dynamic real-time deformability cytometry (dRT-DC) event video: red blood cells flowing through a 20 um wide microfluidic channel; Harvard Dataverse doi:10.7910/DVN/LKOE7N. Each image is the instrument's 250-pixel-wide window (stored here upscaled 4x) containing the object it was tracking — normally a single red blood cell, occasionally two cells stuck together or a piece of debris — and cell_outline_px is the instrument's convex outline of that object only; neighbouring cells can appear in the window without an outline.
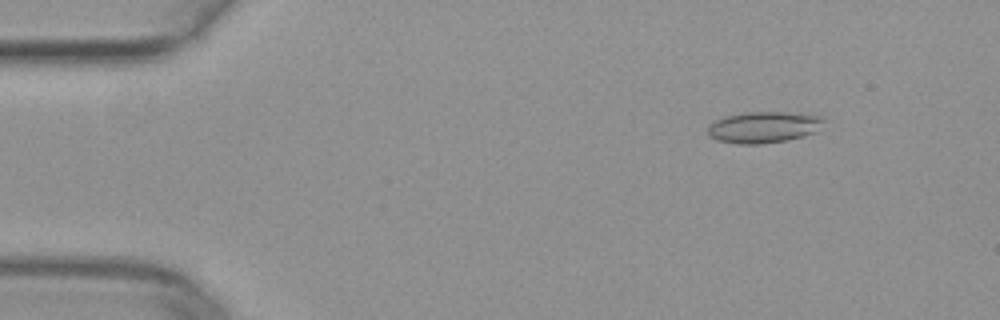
{"species": "common noctule bat (a hibernating species)", "species_latin": "Nyctalus noctula", "temperature_condition": "warm", "stored_images_in_passage": 46, "camera_frame_rate_fps": 3000, "um_per_image_px": 0.085, "animal": {"sex": "female", "body_mass_g": 29.2, "forearm_length_mm": 56.3}, "frame": {"image": 1, "passage_image": 2, "time_ms": 0.333, "image_size_px": [1000, 320], "cell_outline_px": [[828, 120], [816, 132], [804, 136], [788, 140], [764, 144], [736, 144], [716, 140], [708, 136], [708, 124], [712, 120], [724, 116], [744, 112], [804, 112], [824, 116]], "centroid_in_image_um": [64.96, 10.8], "position_along_channel_um": 20.0, "area_um2": 22.08}}
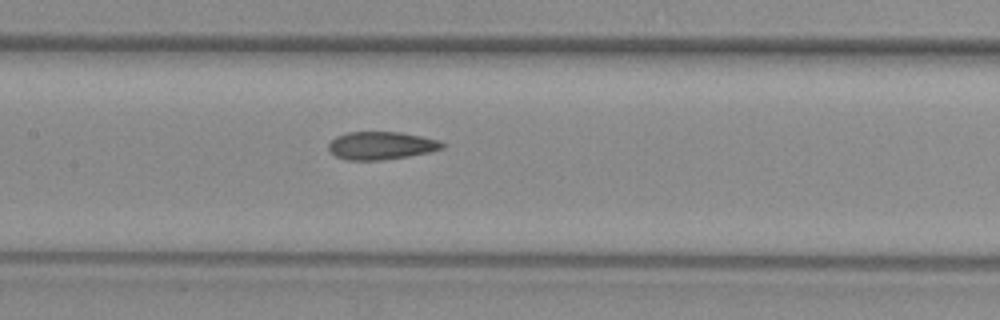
{"frame": {"image": 2, "passage_image": 20, "time_ms": 6.333, "image_size_px": [1000, 320], "cell_outline_px": [[448, 144], [444, 148], [428, 152], [408, 156], [380, 160], [348, 160], [336, 156], [328, 148], [328, 144], [336, 136], [348, 132], [400, 132], [440, 140]], "centroid_in_image_um": [32.43, 12.37], "position_along_channel_um": 175.0, "area_um2": 18.44}}
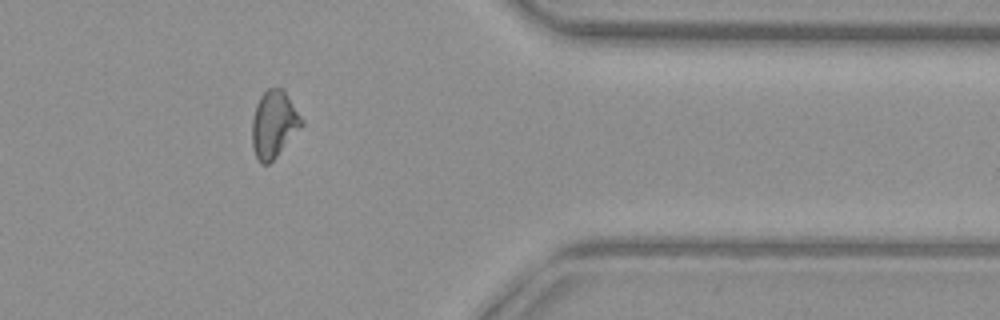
{"frame": {"image": 3, "passage_image": 37, "time_ms": 12.0, "image_size_px": [1000, 320], "cell_outline_px": [[304, 124], [276, 156], [268, 164], [260, 164], [252, 148], [252, 120], [256, 104], [260, 96], [268, 88], [284, 88], [304, 120]], "centroid_in_image_um": [23.28, 10.53], "position_along_channel_um": 388.1, "area_um2": 19.42}}